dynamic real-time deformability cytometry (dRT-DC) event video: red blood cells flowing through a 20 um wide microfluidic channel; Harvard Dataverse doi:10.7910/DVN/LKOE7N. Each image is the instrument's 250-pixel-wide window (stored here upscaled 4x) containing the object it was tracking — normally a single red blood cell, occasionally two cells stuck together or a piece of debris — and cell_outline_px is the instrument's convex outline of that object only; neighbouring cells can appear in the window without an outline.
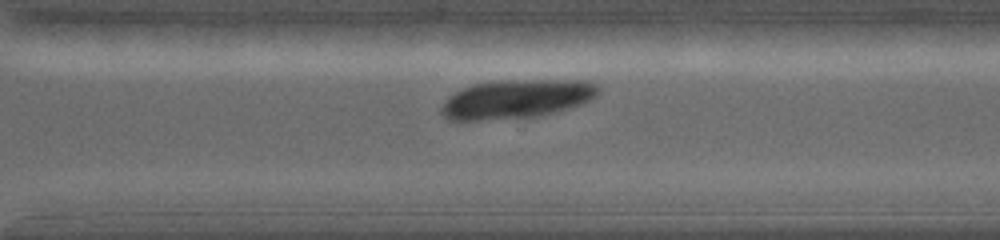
{"species": "common noctule bat (a hibernating species)", "species_latin": "Nyctalus noctula", "temperature_condition": "warm", "stored_images_in_passage": 69, "camera_frame_rate_fps": 5000, "um_per_image_px": 0.085, "animal": {"sex": "female", "body_mass_g": 19.0, "forearm_length_mm": 56.7}, "frame": {"image": 1, "passage_image": 47, "time_ms": 7.2, "image_size_px": [1000, 240], "cell_outline_px": [[600, 92], [596, 96], [580, 104], [556, 112], [536, 116], [480, 120], [448, 120], [440, 112], [440, 108], [444, 100], [448, 96], [472, 84], [508, 80], [588, 80], [600, 84]], "centroid_in_image_um": [43.92, 8.4], "position_along_channel_um": 326.7, "area_um2": 35.55}}
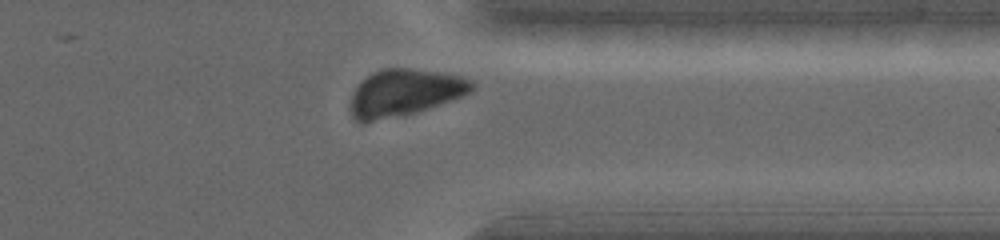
{"frame": {"image": 2, "passage_image": 55, "time_ms": 8.6, "image_size_px": [1000, 240], "cell_outline_px": [[476, 88], [460, 96], [428, 108], [416, 112], [364, 124], [360, 124], [352, 116], [348, 108], [348, 104], [352, 92], [360, 80], [372, 72], [384, 68], [408, 68], [460, 76], [472, 80], [476, 84]], "centroid_in_image_um": [34.27, 7.9], "position_along_channel_um": 377.1, "area_um2": 33.41}}